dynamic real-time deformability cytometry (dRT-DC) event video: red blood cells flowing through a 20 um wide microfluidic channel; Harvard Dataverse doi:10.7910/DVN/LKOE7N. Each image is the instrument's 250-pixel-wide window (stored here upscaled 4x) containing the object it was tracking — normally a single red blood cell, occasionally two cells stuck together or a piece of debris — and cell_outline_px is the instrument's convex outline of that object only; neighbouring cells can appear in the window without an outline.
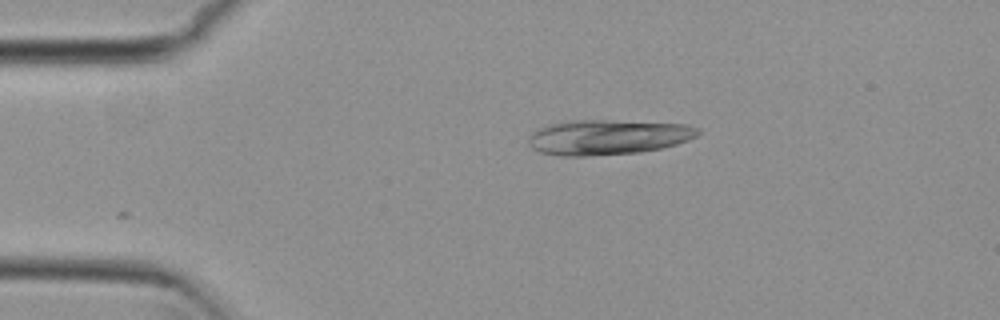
{"species": "common noctule bat (a hibernating species)", "species_latin": "Nyctalus noctula", "temperature_condition": "cold", "stored_images_in_passage": 43, "camera_frame_rate_fps": 3000, "um_per_image_px": 0.085, "animal": {"sex": "female", "body_mass_g": 29.2, "forearm_length_mm": 56.3}, "frame": {"image": 1, "passage_image": 1, "time_ms": 0.0, "image_size_px": [1000, 320], "cell_outline_px": [[700, 132], [696, 136], [688, 140], [676, 144], [660, 148], [640, 152], [584, 156], [560, 156], [540, 152], [532, 148], [528, 144], [528, 136], [536, 128], [548, 124], [568, 120], [612, 120], [688, 124], [700, 128]], "centroid_in_image_um": [51.63, 11.64], "position_along_channel_um": 33.4, "area_um2": 34.97}}
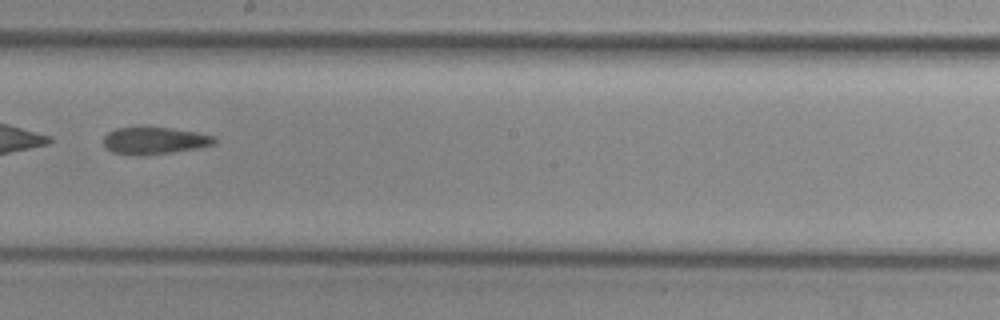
{"frame": {"image": 2, "passage_image": 21, "time_ms": 6.667, "image_size_px": [1000, 320], "cell_outline_px": [[216, 144], [200, 148], [172, 152], [140, 156], [112, 152], [104, 144], [104, 136], [108, 132], [116, 128], [144, 124], [196, 132], [216, 136]], "centroid_in_image_um": [13.14, 11.91], "position_along_channel_um": 235.1, "area_um2": 18.21}}
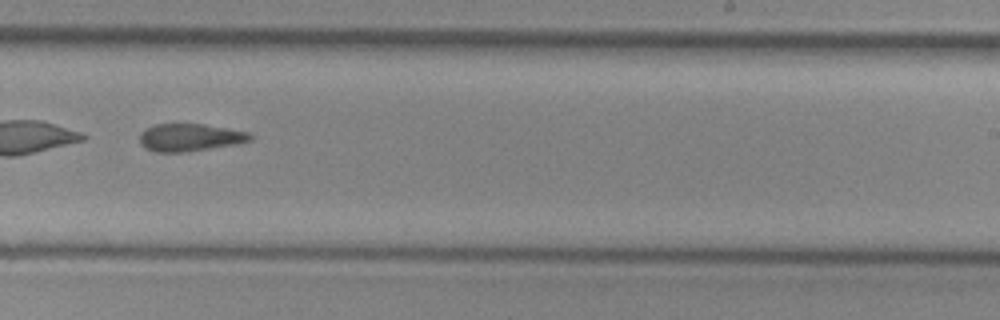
{"frame": {"image": 3, "passage_image": 24, "time_ms": 7.667, "image_size_px": [1000, 320], "cell_outline_px": [[252, 140], [236, 144], [188, 152], [156, 152], [144, 148], [140, 144], [140, 132], [156, 124], [204, 124], [228, 128], [248, 132], [252, 136]], "centroid_in_image_um": [16.14, 11.69], "position_along_channel_um": 272.9, "area_um2": 17.8}, "authors_computed_cell_mechanics": {"area_um2": 18.9584, "velocity_mm_per_s": 3.7979, "shape_relaxation_time_tau1_ms": null, "shape_relaxation_time_tau2_ms": 7.726, "deformation_change_tau1": null, "deformation_change_tau2": 0.1863}}